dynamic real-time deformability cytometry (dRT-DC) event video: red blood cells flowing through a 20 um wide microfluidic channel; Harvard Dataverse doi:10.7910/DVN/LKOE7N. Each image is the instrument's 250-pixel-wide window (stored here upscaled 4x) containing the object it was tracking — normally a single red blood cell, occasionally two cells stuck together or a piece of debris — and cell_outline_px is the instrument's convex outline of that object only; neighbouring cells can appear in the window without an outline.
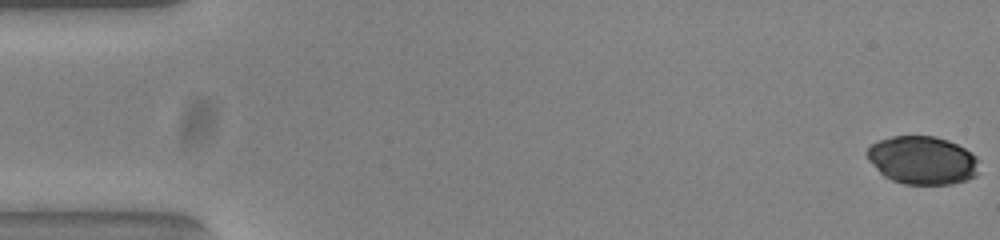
{"species": "common noctule bat (a hibernating species)", "species_latin": "Nyctalus noctula", "temperature_condition": "warm", "stored_images_in_passage": 54, "camera_frame_rate_fps": 3000, "um_per_image_px": 0.085, "animal": {"sex": "female", "body_mass_g": 23.0, "forearm_length_mm": 53.4}, "frame": {"image": 1, "passage_image": 1, "time_ms": 0.0, "image_size_px": [1000, 240], "cell_outline_px": [[976, 176], [952, 184], [904, 184], [892, 180], [884, 176], [868, 160], [864, 152], [872, 144], [880, 140], [892, 136], [936, 136], [948, 140], [972, 152], [976, 156]], "centroid_in_image_um": [78.37, 13.61], "position_along_channel_um": 6.6, "area_um2": 31.33}}